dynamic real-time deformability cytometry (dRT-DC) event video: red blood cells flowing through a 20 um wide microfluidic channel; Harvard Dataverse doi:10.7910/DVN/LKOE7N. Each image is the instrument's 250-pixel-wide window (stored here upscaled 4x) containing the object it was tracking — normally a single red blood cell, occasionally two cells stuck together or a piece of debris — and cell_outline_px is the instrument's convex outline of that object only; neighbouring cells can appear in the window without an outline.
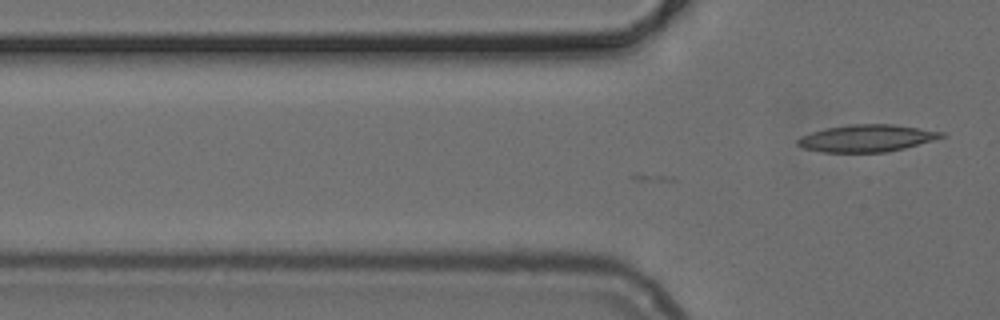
{"species": "common noctule bat (a hibernating species)", "species_latin": "Nyctalus noctula", "temperature_condition": "cold", "stored_images_in_passage": 4, "camera_frame_rate_fps": 3000, "um_per_image_px": 0.085, "animal": {"sex": "female", "body_mass_g": 24.6, "forearm_length_mm": 56.2}, "frame": {"image": 1, "passage_image": 4, "time_ms": 1.0, "image_size_px": [1000, 320], "cell_outline_px": [[944, 136], [932, 140], [904, 148], [888, 152], [824, 152], [804, 148], [796, 144], [796, 140], [800, 136], [824, 128], [852, 124], [892, 124], [920, 128], [944, 132]], "centroid_in_image_um": [73.63, 11.74], "position_along_channel_um": 52.2, "area_um2": 22.6}}